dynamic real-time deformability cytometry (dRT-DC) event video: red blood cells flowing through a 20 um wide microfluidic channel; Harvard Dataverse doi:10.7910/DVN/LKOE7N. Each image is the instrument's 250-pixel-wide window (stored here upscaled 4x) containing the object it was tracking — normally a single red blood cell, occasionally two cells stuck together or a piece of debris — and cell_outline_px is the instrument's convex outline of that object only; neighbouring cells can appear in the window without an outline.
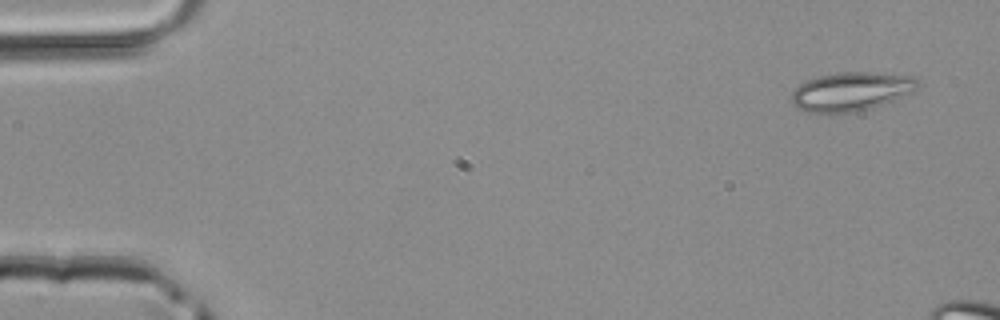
{"species": "common noctule bat (a hibernating species)", "species_latin": "Nyctalus noctula", "temperature_condition": "room temperature", "stored_images_in_passage": 3, "camera_frame_rate_fps": 3000, "um_per_image_px": 0.085, "animal": {"sex": "male", "body_mass_g": 20.4}, "frame": {"image": 1, "passage_image": 1, "time_ms": 0.0, "image_size_px": [1000, 320], "cell_outline_px": [[920, 88], [912, 92], [872, 108], [852, 112], [808, 112], [796, 108], [792, 104], [788, 96], [792, 88], [804, 80], [820, 76], [840, 72], [872, 72], [912, 76], [920, 84]], "centroid_in_image_um": [72.27, 7.77], "position_along_channel_um": 12.7, "area_um2": 28.78}}